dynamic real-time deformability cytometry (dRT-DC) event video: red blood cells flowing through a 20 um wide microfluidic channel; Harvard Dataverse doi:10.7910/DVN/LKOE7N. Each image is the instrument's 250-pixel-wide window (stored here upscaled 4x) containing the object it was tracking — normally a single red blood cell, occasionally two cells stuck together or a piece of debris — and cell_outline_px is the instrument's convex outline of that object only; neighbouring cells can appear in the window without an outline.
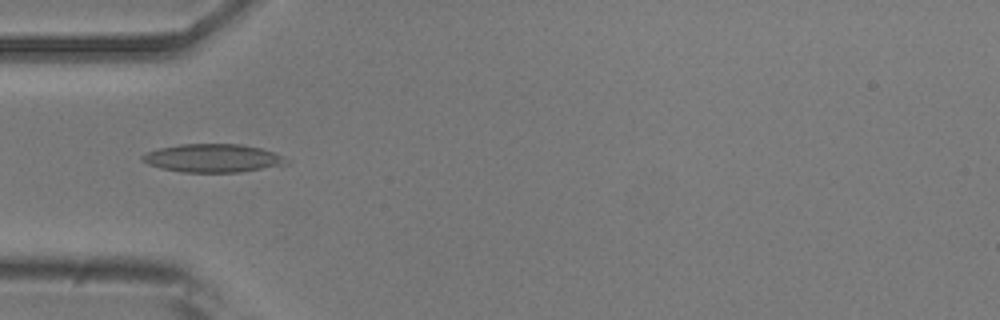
{"species": "common noctule bat (a hibernating species)", "species_latin": "Nyctalus noctula", "temperature_condition": "room temperature", "stored_images_in_passage": 37, "camera_frame_rate_fps": 3000, "um_per_image_px": 0.085, "animal": {"sex": "male", "body_mass_g": 20.5, "forearm_length_mm": 52.5}, "frame": {"image": 1, "passage_image": 2, "time_ms": 0.333, "image_size_px": [1000, 320], "cell_outline_px": [[292, 160], [288, 164], [240, 172], [184, 172], [160, 168], [148, 164], [140, 156], [148, 152], [160, 148], [180, 144], [240, 144], [260, 148], [272, 152]], "centroid_in_image_um": [18.13, 13.44], "position_along_channel_um": 66.9, "area_um2": 23.58}}
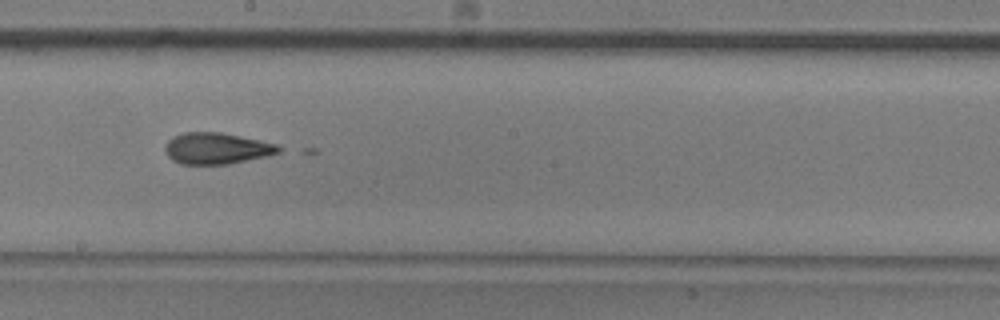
{"frame": {"image": 2, "passage_image": 15, "time_ms": 4.667, "image_size_px": [1000, 320], "cell_outline_px": [[280, 152], [264, 156], [228, 164], [180, 164], [172, 160], [168, 156], [164, 148], [168, 140], [172, 136], [184, 132], [220, 132], [260, 140], [276, 144], [280, 148]], "centroid_in_image_um": [18.36, 12.6], "position_along_channel_um": 229.8, "area_um2": 20.58}}
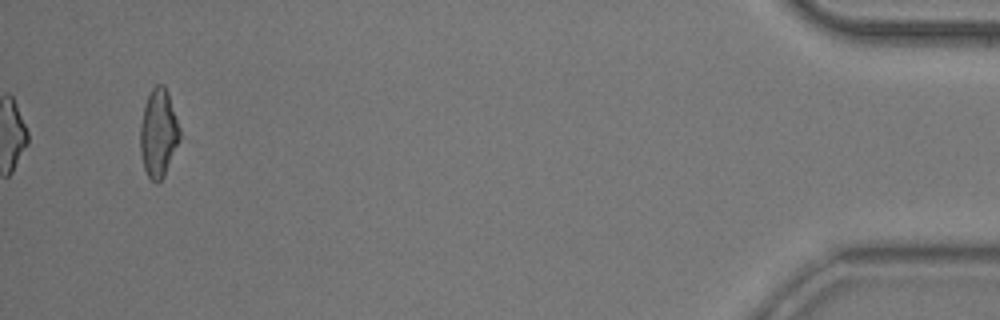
{"frame": {"image": 3, "passage_image": 37, "time_ms": 12.0, "image_size_px": [1000, 320], "cell_outline_px": [[180, 140], [164, 176], [156, 184], [148, 176], [144, 168], [140, 152], [140, 124], [144, 104], [152, 88], [156, 84], [164, 84], [168, 92], [180, 128]], "centroid_in_image_um": [13.46, 11.3], "position_along_channel_um": 421.7, "area_um2": 20.4}}